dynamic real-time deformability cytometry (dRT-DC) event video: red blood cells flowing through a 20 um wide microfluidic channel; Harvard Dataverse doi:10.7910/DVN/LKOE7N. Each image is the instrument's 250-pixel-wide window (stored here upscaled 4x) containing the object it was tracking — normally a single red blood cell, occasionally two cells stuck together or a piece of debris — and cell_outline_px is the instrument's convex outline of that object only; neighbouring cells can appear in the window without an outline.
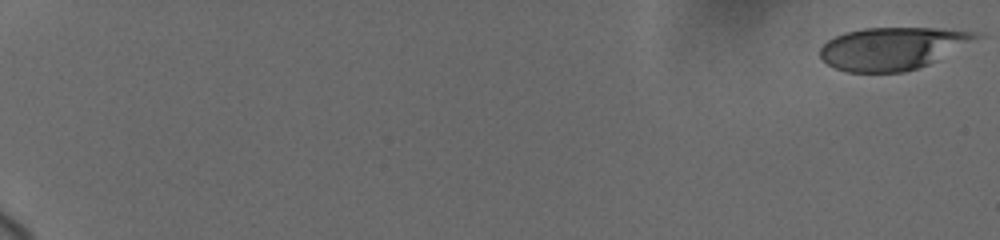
{"species": "human", "species_latin": "Homo sapiens", "temperature_condition": "cold", "stored_images_in_passage": 54, "camera_frame_rate_fps": 3000, "um_per_image_px": 0.085, "donor": {"sex": "female"}, "frame": {"image": 1, "passage_image": 1, "time_ms": 0.0, "image_size_px": [1000, 240], "cell_outline_px": [[984, 36], [928, 64], [904, 72], [848, 72], [836, 68], [828, 64], [820, 56], [820, 48], [828, 40], [844, 32], [864, 28], [944, 28], [980, 32]], "centroid_in_image_um": [75.89, 4.1], "position_along_channel_um": 9.1, "area_um2": 38.49}}
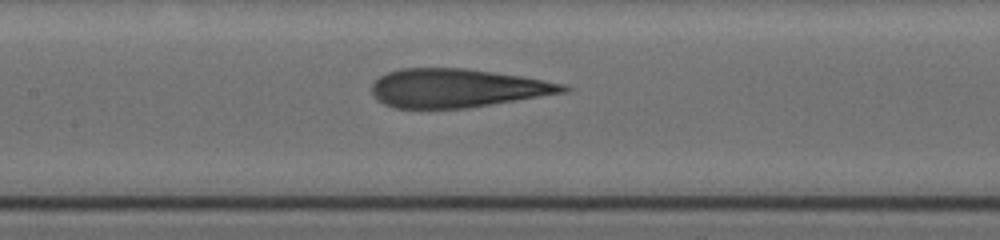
{"frame": {"image": 2, "passage_image": 29, "time_ms": 10.333, "image_size_px": [1000, 240], "cell_outline_px": [[572, 88], [568, 92], [464, 108], [392, 108], [376, 100], [372, 92], [372, 84], [380, 76], [388, 72], [400, 68], [464, 68], [520, 76], [544, 80], [564, 84]], "centroid_in_image_um": [38.83, 7.49], "position_along_channel_um": 168.6, "area_um2": 42.83}}
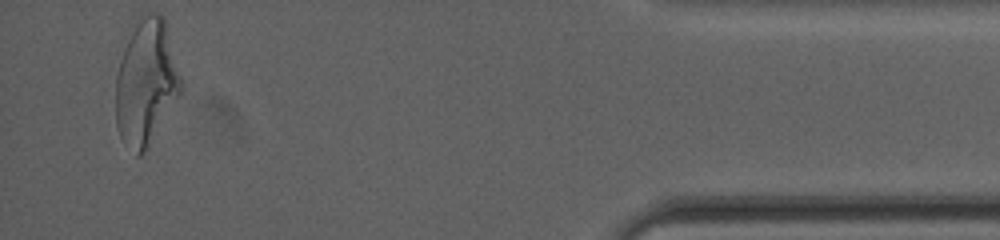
{"frame": {"image": 3, "passage_image": 52, "time_ms": 18.667, "image_size_px": [1000, 240], "cell_outline_px": [[180, 92], [144, 152], [140, 156], [136, 156], [120, 136], [116, 128], [116, 76], [120, 60], [132, 24], [136, 16], [140, 12], [156, 12], [164, 16], [180, 76]], "centroid_in_image_um": [12.37, 6.91], "position_along_channel_um": 422.8, "area_um2": 47.28}, "authors_computed_cell_mechanics": {"area_um2": 43.6101, "velocity_mm_per_s": 3.6996, "shape_relaxation_time_tau1_ms": null, "shape_relaxation_time_tau2_ms": 1.196, "deformation_change_tau1": null, "deformation_change_tau2": 0.1193}}